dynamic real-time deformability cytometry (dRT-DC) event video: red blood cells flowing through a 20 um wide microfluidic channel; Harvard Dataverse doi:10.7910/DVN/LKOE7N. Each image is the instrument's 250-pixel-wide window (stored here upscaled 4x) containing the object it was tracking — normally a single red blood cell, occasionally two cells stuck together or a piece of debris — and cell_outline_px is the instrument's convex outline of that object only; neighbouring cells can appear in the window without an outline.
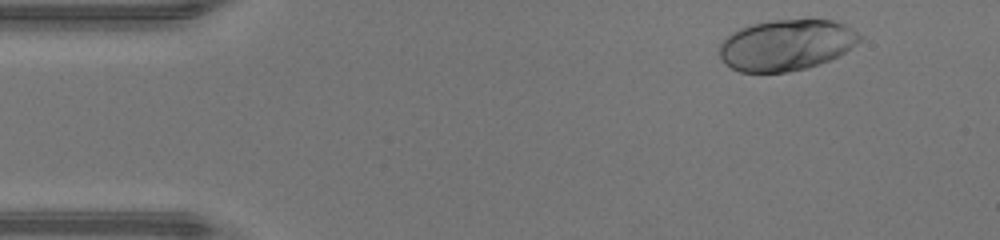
{"species": "human", "species_latin": "Homo sapiens", "temperature_condition": "warm", "stored_images_in_passage": 37, "camera_frame_rate_fps": 3000, "um_per_image_px": 0.085, "donor": {"sex": "male"}, "frame": {"image": 1, "passage_image": 3, "time_ms": 0.667, "image_size_px": [1000, 240], "cell_outline_px": [[864, 36], [856, 44], [844, 52], [820, 64], [808, 68], [788, 72], [740, 72], [724, 64], [720, 56], [720, 44], [732, 32], [740, 28], [752, 24], [772, 20], [832, 20], [844, 24]], "centroid_in_image_um": [66.83, 3.83], "position_along_channel_um": 18.2, "area_um2": 41.56}}
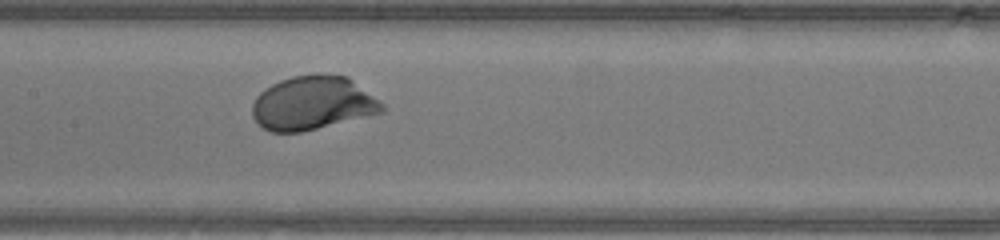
{"frame": {"image": 2, "passage_image": 21, "time_ms": 6.667, "image_size_px": [1000, 240], "cell_outline_px": [[384, 112], [300, 132], [272, 132], [264, 128], [252, 116], [252, 104], [256, 96], [264, 88], [280, 80], [292, 76], [320, 72], [348, 76], [384, 104]], "centroid_in_image_um": [26.57, 8.73], "position_along_channel_um": 180.8, "area_um2": 40.81}}
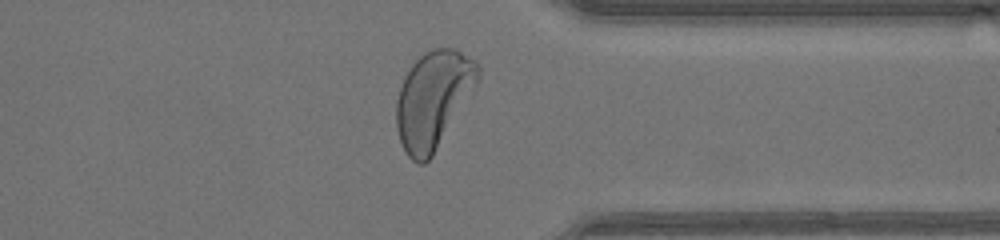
{"frame": {"image": 3, "passage_image": 35, "time_ms": 11.333, "image_size_px": [1000, 240], "cell_outline_px": [[480, 80], [432, 156], [424, 164], [416, 164], [404, 152], [396, 128], [396, 100], [404, 76], [412, 64], [424, 52], [432, 48], [452, 48], [460, 52], [472, 60], [480, 68]], "centroid_in_image_um": [36.8, 8.47], "position_along_channel_um": 374.6, "area_um2": 46.01}, "authors_computed_cell_mechanics": {"area_um2": 41.0958, "velocity_mm_per_s": 4.2875, "shape_relaxation_time_tau1_ms": 1.8366, "shape_relaxation_time_tau2_ms": null, "deformation_change_tau1": 0.1844, "deformation_change_tau2": null}}